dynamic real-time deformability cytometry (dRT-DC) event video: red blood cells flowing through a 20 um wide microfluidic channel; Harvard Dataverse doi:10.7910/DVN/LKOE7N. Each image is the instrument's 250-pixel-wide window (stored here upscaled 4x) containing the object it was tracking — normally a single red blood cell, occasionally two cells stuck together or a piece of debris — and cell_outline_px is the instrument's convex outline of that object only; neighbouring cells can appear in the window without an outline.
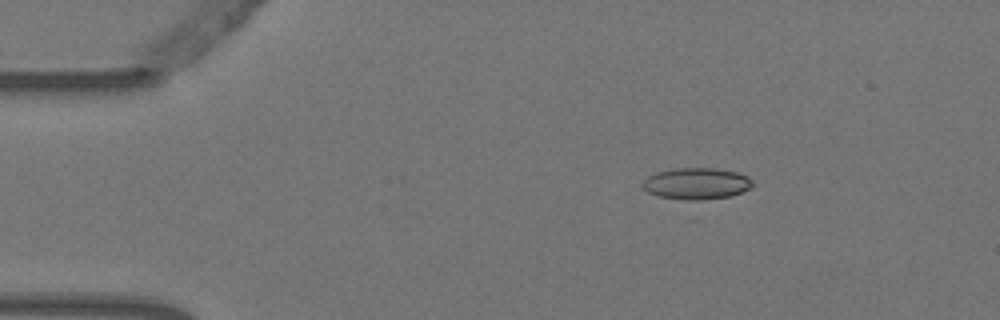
{"species": "Egyptian fruit bat (a non-hibernating species)", "species_latin": "Rousettus aegyptiacus", "temperature_condition": "warm", "stored_images_in_passage": 3, "camera_frame_rate_fps": 3000, "um_per_image_px": 0.085, "animal": {"sex": "female"}, "frame": {"image": 1, "passage_image": 1, "time_ms": 0.0, "image_size_px": [1000, 320], "cell_outline_px": [[752, 188], [732, 196], [700, 200], [684, 200], [660, 196], [648, 192], [640, 184], [648, 176], [656, 172], [676, 168], [716, 168], [736, 172], [748, 176], [752, 180]], "centroid_in_image_um": [59.22, 15.6], "position_along_channel_um": 25.8, "area_um2": 20.29}}